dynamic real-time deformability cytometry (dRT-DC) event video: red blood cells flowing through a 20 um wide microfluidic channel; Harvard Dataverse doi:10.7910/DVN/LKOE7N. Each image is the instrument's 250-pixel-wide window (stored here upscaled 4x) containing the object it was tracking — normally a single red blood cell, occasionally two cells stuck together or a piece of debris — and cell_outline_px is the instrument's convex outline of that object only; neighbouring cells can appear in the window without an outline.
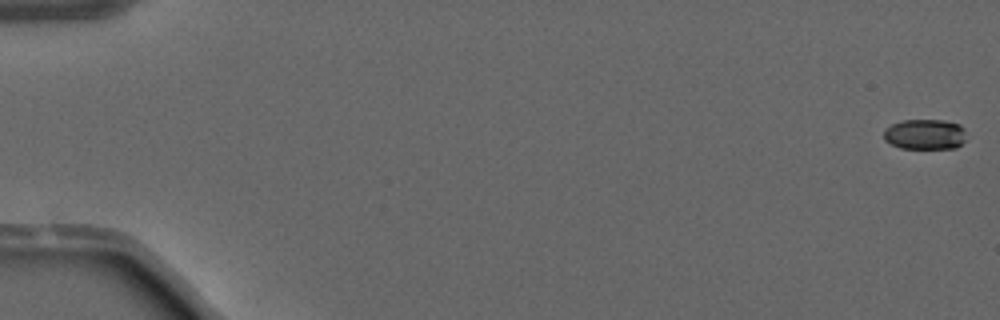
{"species": "common noctule bat (a hibernating species)", "species_latin": "Nyctalus noctula", "temperature_condition": "warm", "stored_images_in_passage": 12, "camera_frame_rate_fps": 3000, "um_per_image_px": 0.085, "animal": {"sex": "male", "forearm_length_mm": 52.5}, "frame": {"image": 1, "passage_image": 1, "time_ms": 0.0, "image_size_px": [1000, 320], "cell_outline_px": [[964, 140], [956, 148], [900, 148], [884, 140], [884, 128], [892, 124], [904, 120], [944, 120], [960, 124], [964, 128]], "centroid_in_image_um": [78.61, 11.41], "position_along_channel_um": 6.4, "area_um2": 14.57}}